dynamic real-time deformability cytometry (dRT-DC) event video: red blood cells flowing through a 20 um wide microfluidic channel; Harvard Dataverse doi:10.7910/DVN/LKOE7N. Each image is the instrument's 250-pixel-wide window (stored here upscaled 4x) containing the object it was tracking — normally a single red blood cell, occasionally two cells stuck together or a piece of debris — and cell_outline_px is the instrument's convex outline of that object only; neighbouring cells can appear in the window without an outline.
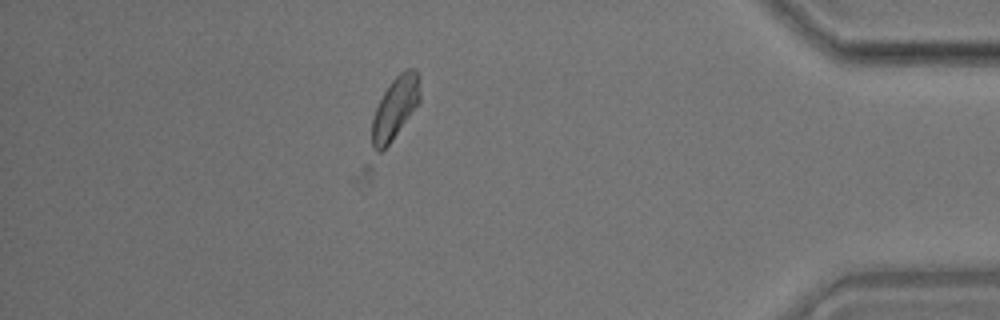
{"species": "common noctule bat (a hibernating species)", "species_latin": "Nyctalus noctula", "temperature_condition": "room temperature", "stored_images_in_passage": 40, "camera_frame_rate_fps": 3000, "um_per_image_px": 0.085, "animal": {"sex": "male", "body_mass_g": 17.9}, "frame": {"image": 1, "passage_image": 34, "time_ms": 11.0, "image_size_px": [1000, 320], "cell_outline_px": [[420, 104], [372, 184], [368, 184], [352, 180], [352, 176], [376, 108], [384, 92], [392, 80], [404, 68], [416, 68], [420, 76]], "centroid_in_image_um": [33.01, 10.55], "position_along_channel_um": 402.2, "area_um2": 26.53}}